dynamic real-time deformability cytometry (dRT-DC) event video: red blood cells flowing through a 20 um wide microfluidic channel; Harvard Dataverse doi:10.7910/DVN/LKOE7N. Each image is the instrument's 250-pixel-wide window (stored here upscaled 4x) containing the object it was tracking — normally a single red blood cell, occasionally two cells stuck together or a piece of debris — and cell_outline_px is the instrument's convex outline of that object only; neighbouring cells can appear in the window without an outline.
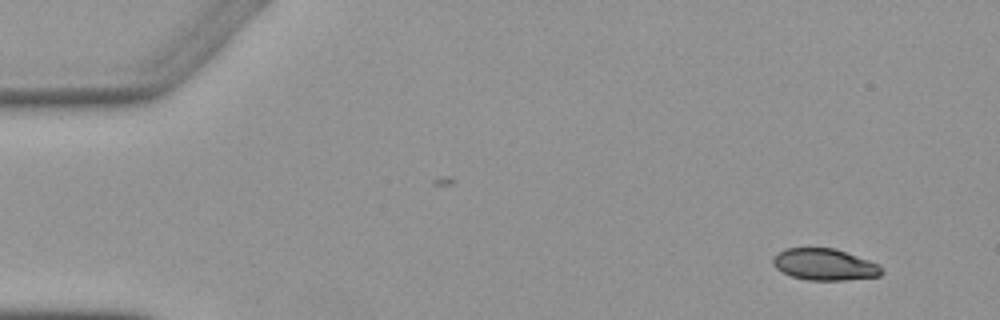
{"species": "Egyptian fruit bat (a non-hibernating species)", "species_latin": "Rousettus aegyptiacus", "temperature_condition": "warm", "stored_images_in_passage": 4, "camera_frame_rate_fps": 3000, "um_per_image_px": 0.085, "animal": {"sex": "female"}, "frame": {"image": 1, "passage_image": 1, "time_ms": 0.0, "image_size_px": [1000, 320], "cell_outline_px": [[884, 272], [880, 276], [844, 280], [808, 280], [792, 276], [776, 268], [772, 264], [772, 260], [784, 248], [836, 248], [880, 264], [884, 268]], "centroid_in_image_um": [70.15, 22.48], "position_along_channel_um": 14.9, "area_um2": 20.06}}
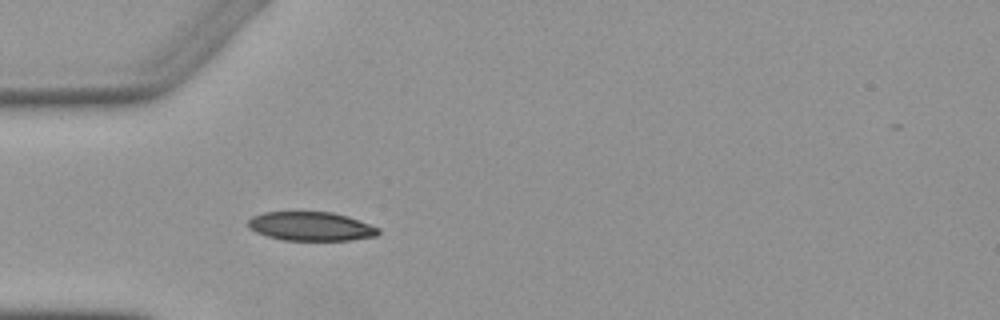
{"frame": {"image": 2, "passage_image": 4, "time_ms": 4.0, "image_size_px": [1000, 320], "cell_outline_px": [[380, 232], [376, 236], [352, 240], [284, 240], [268, 236], [256, 232], [248, 228], [244, 224], [252, 216], [264, 212], [332, 212], [348, 216], [380, 228]], "centroid_in_image_um": [26.41, 19.23], "position_along_channel_um": 58.6, "area_um2": 22.08}}